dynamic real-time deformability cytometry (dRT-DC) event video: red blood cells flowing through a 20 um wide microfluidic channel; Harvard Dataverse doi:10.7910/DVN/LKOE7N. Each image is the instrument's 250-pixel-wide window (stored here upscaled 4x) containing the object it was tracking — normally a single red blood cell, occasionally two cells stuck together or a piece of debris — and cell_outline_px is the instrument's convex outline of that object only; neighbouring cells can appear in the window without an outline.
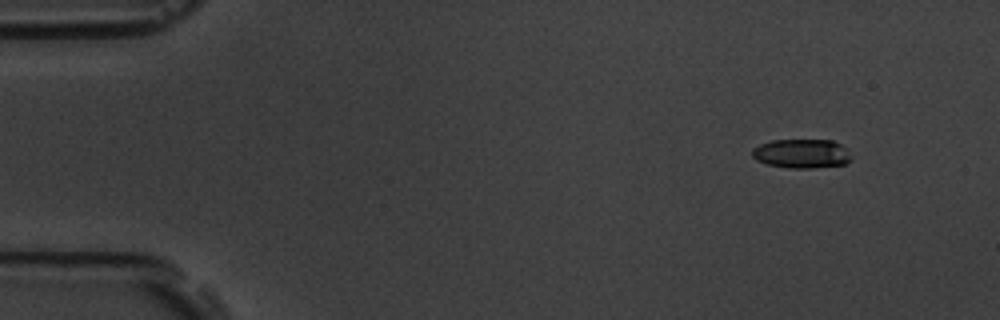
{"species": "common noctule bat (a hibernating species)", "species_latin": "Nyctalus noctula", "temperature_condition": "room temperature", "stored_images_in_passage": 4, "camera_frame_rate_fps": 3000, "um_per_image_px": 0.085, "animal": {"sex": "male", "body_mass_g": 19.5, "forearm_length_mm": 54.6}, "frame": {"image": 1, "passage_image": 1, "time_ms": 0.0, "image_size_px": [1000, 320], "cell_outline_px": [[852, 160], [844, 164], [812, 168], [788, 168], [768, 164], [756, 160], [752, 156], [752, 148], [760, 144], [772, 140], [832, 140], [840, 144], [844, 148]], "centroid_in_image_um": [68.1, 13.05], "position_along_channel_um": 16.9, "area_um2": 16.7}}
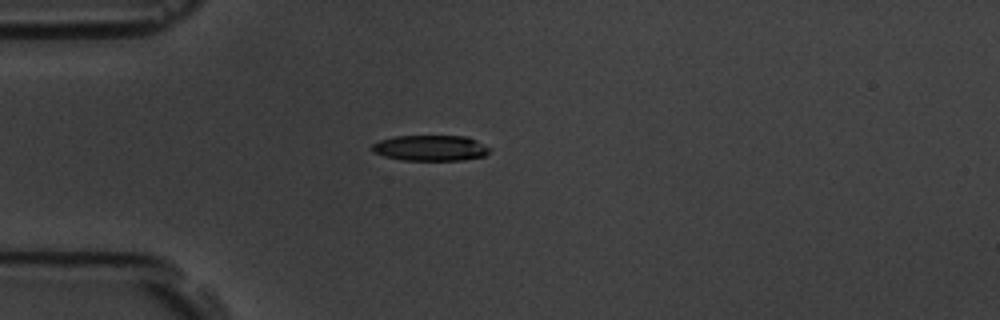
{"frame": {"image": 2, "passage_image": 4, "time_ms": 3.333, "image_size_px": [1000, 320], "cell_outline_px": [[492, 148], [484, 156], [460, 160], [404, 160], [384, 156], [372, 152], [372, 144], [380, 140], [396, 136], [468, 136]], "centroid_in_image_um": [36.6, 12.57], "position_along_channel_um": 48.4, "area_um2": 17.57}}